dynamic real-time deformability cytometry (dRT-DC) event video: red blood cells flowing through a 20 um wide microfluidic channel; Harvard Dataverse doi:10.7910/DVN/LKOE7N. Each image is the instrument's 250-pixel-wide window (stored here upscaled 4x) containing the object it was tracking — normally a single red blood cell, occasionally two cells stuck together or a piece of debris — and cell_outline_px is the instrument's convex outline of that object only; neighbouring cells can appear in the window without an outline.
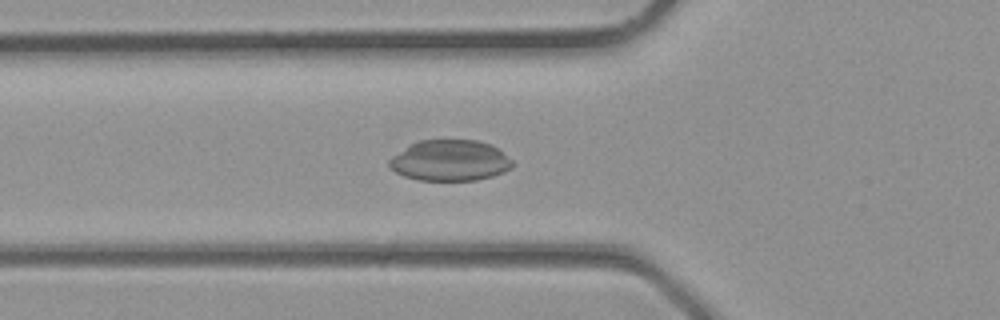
{"species": "common noctule bat (a hibernating species)", "species_latin": "Nyctalus noctula", "temperature_condition": "room temperature", "stored_images_in_passage": 27, "camera_frame_rate_fps": 3000, "um_per_image_px": 0.085, "animal": {"sex": "male", "body_mass_g": 23.1, "forearm_length_mm": 52.7}, "frame": {"image": 1, "passage_image": 5, "time_ms": 1.333, "image_size_px": [1000, 320], "cell_outline_px": [[516, 164], [512, 168], [504, 172], [492, 176], [476, 180], [420, 180], [404, 176], [396, 172], [388, 164], [388, 160], [392, 156], [412, 144], [420, 140], [476, 140], [492, 144], [512, 160]], "centroid_in_image_um": [38.29, 13.64], "position_along_channel_um": 87.5, "area_um2": 29.3}}
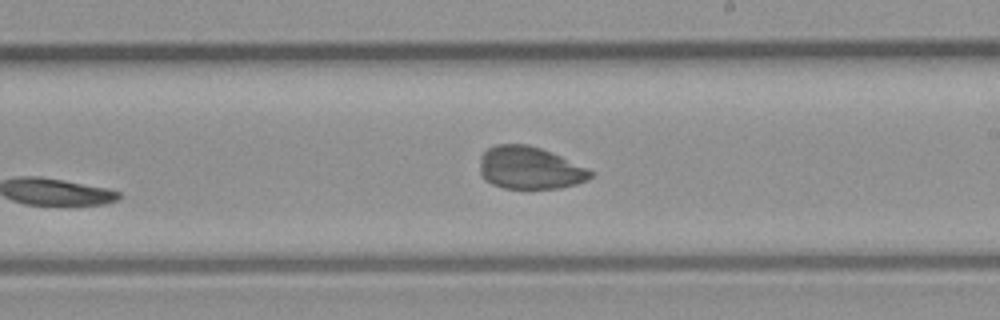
{"frame": {"image": 2, "passage_image": 13, "time_ms": 4.0, "image_size_px": [1000, 320], "cell_outline_px": [[592, 176], [576, 184], [560, 188], [504, 188], [492, 184], [480, 172], [480, 156], [488, 148], [496, 144], [528, 144], [540, 148], [560, 156], [592, 172]], "centroid_in_image_um": [44.97, 14.26], "position_along_channel_um": 244.0, "area_um2": 26.88}}
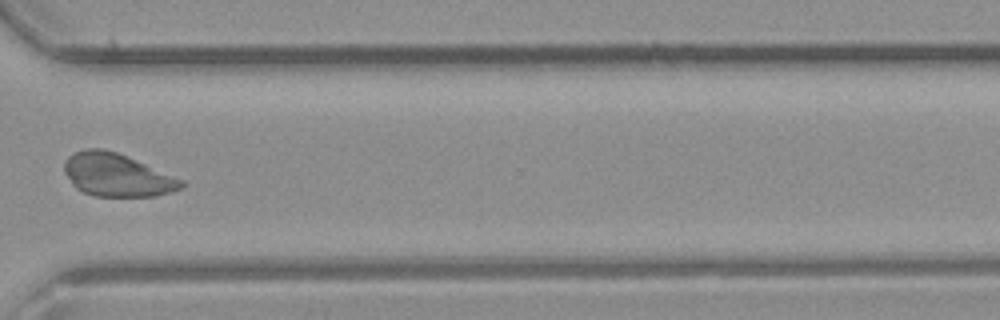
{"frame": {"image": 3, "passage_image": 19, "time_ms": 6.0, "image_size_px": [1000, 320], "cell_outline_px": [[184, 188], [172, 192], [156, 196], [92, 196], [76, 188], [72, 184], [64, 172], [64, 160], [68, 156], [84, 148], [104, 148], [116, 152], [184, 180]], "centroid_in_image_um": [9.93, 14.88], "position_along_channel_um": 360.7, "area_um2": 29.3}}